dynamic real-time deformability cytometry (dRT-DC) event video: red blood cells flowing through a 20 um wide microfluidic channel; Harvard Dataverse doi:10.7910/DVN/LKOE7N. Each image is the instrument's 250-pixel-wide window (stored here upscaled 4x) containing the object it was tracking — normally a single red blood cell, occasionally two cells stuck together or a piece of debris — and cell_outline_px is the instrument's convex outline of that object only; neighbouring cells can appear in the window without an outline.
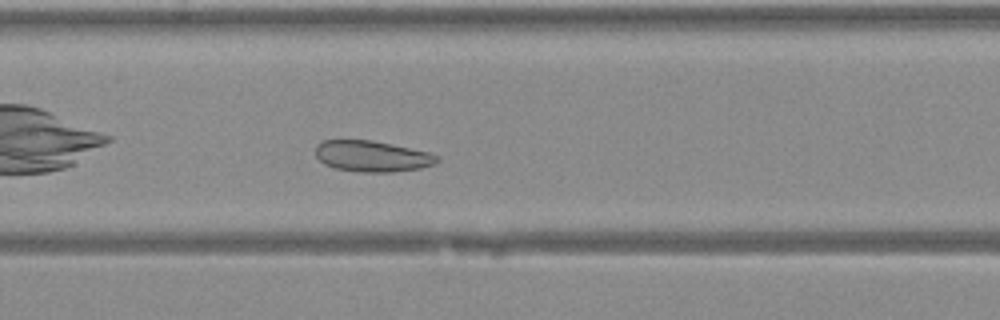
{"species": "Egyptian fruit bat (a non-hibernating species)", "species_latin": "Rousettus aegyptiacus", "temperature_condition": "warm", "stored_images_in_passage": 25, "camera_frame_rate_fps": 3000, "um_per_image_px": 0.085, "animal": {"sex": "female"}, "frame": {"image": 1, "passage_image": 9, "time_ms": 2.667, "image_size_px": [1000, 320], "cell_outline_px": [[440, 160], [432, 164], [420, 168], [392, 172], [360, 172], [336, 168], [324, 164], [316, 156], [316, 144], [324, 140], [372, 140], [392, 144], [428, 152], [440, 156]], "centroid_in_image_um": [31.62, 13.27], "position_along_channel_um": 175.8, "area_um2": 21.91}}
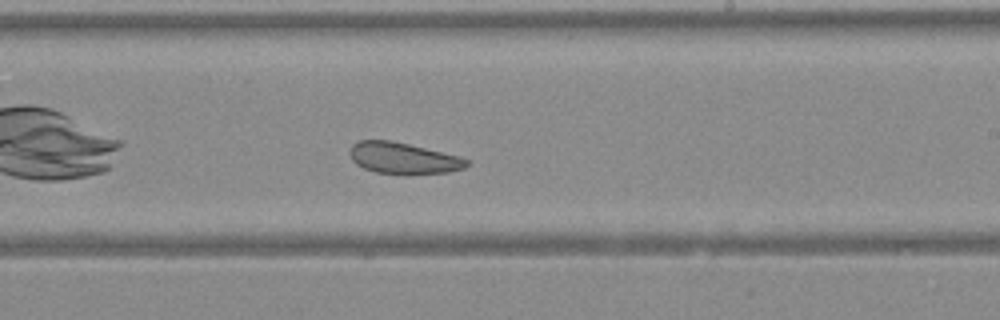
{"frame": {"image": 2, "passage_image": 14, "time_ms": 4.333, "image_size_px": [1000, 320], "cell_outline_px": [[468, 164], [464, 168], [448, 172], [408, 176], [404, 176], [376, 172], [364, 168], [356, 164], [352, 160], [352, 144], [360, 140], [392, 140], [460, 156], [468, 160]], "centroid_in_image_um": [34.31, 13.47], "position_along_channel_um": 254.7, "area_um2": 21.62}}
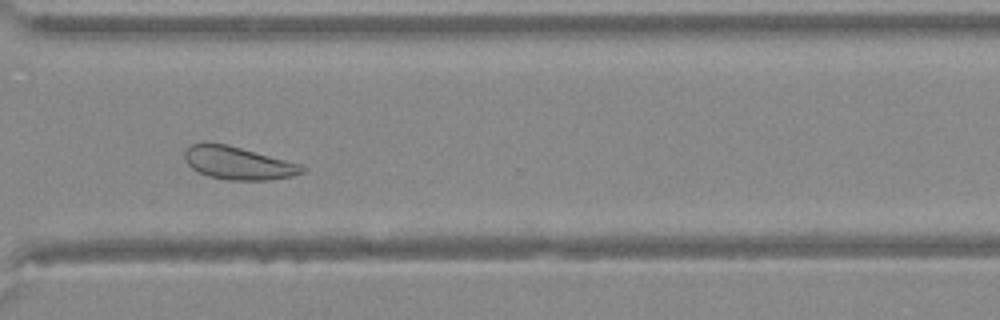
{"frame": {"image": 3, "passage_image": 20, "time_ms": 6.333, "image_size_px": [1000, 320], "cell_outline_px": [[308, 168], [304, 172], [292, 176], [268, 180], [228, 180], [208, 176], [192, 168], [188, 164], [184, 156], [184, 152], [192, 144], [228, 144], [300, 164]], "centroid_in_image_um": [20.28, 13.88], "position_along_channel_um": 350.3, "area_um2": 22.2}}